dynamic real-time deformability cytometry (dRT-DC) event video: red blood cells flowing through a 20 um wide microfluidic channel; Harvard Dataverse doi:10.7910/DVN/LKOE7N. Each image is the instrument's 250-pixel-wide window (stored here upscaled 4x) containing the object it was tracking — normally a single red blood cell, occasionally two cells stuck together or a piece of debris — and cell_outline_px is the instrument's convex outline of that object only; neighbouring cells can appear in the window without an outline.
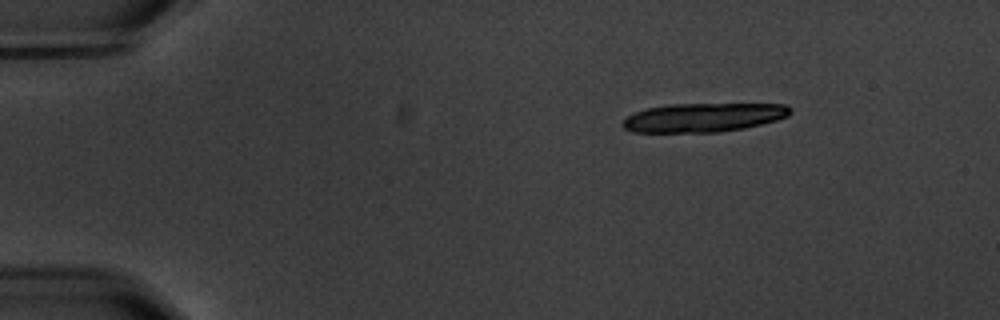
{"species": "common noctule bat (a hibernating species)", "species_latin": "Nyctalus noctula", "temperature_condition": "warm", "stored_images_in_passage": 5, "camera_frame_rate_fps": 3000, "um_per_image_px": 0.085, "animal": {"sex": "male", "body_mass_g": 20.1, "forearm_length_mm": 53.5}, "frame": {"image": 1, "passage_image": 1, "time_ms": 0.0, "image_size_px": [1000, 320], "cell_outline_px": [[792, 112], [788, 116], [776, 120], [744, 128], [716, 132], [632, 132], [624, 128], [620, 124], [628, 116], [636, 112], [648, 108], [668, 104], [784, 104], [792, 108]], "centroid_in_image_um": [59.79, 9.98], "position_along_channel_um": 25.2, "area_um2": 28.09}}